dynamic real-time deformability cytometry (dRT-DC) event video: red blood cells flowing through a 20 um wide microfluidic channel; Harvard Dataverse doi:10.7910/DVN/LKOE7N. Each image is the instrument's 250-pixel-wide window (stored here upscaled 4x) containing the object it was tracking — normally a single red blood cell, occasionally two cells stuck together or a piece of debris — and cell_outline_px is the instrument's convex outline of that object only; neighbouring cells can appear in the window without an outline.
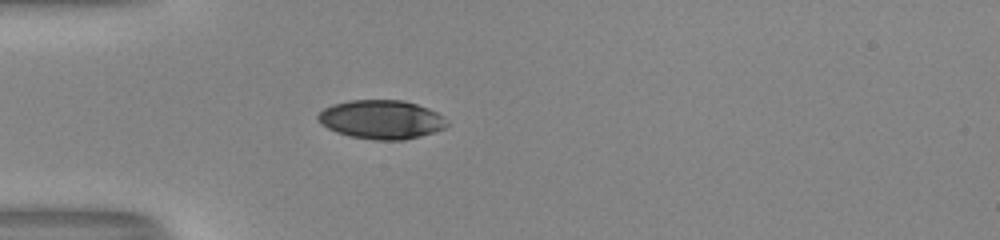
{"species": "human", "species_latin": "Homo sapiens", "temperature_condition": "room temperature", "stored_images_in_passage": 24, "camera_frame_rate_fps": 3000, "um_per_image_px": 0.085, "donor": {"sex": "male"}, "frame": {"image": 1, "passage_image": 1, "time_ms": 0.0, "image_size_px": [1000, 240], "cell_outline_px": [[424, 132], [412, 136], [364, 136], [348, 132], [336, 128], [328, 124], [328, 112], [332, 108], [344, 104], [412, 104], [420, 108]], "centroid_in_image_um": [32.09, 10.16], "position_along_channel_um": 52.9, "area_um2": 19.77}}
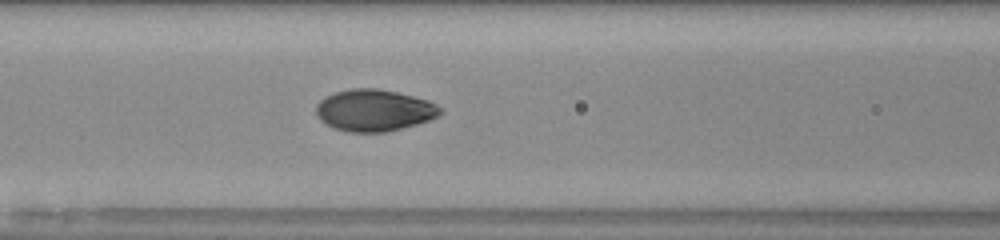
{"frame": {"image": 2, "passage_image": 8, "time_ms": 2.333, "image_size_px": [1000, 240], "cell_outline_px": [[428, 116], [420, 120], [388, 128], [352, 128], [348, 124], [356, 92], [384, 92], [416, 100], [428, 104]], "centroid_in_image_um": [32.72, 9.4], "position_along_channel_um": 133.9, "area_um2": 16.53}}